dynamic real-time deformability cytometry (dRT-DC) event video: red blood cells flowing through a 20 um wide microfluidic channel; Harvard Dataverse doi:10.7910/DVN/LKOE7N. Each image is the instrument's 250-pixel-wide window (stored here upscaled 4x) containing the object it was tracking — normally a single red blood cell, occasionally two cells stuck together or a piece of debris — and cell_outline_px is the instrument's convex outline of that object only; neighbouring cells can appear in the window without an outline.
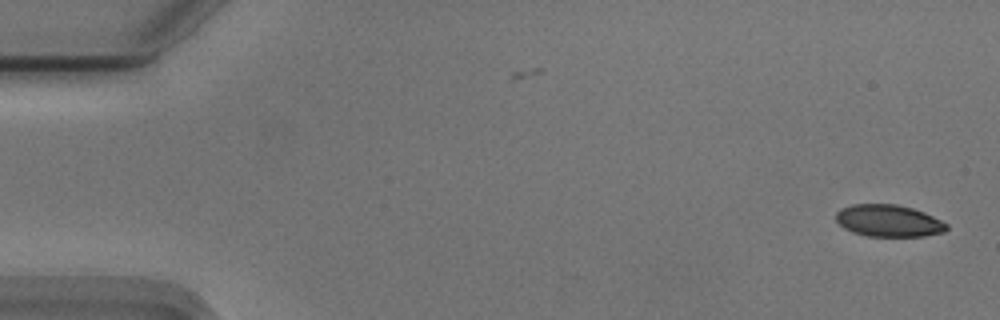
{"species": "Egyptian fruit bat (a non-hibernating species)", "species_latin": "Rousettus aegyptiacus", "temperature_condition": "cold", "stored_images_in_passage": 55, "camera_frame_rate_fps": 3000, "um_per_image_px": 0.085, "animal": {"sex": "male"}, "frame": {"image": 1, "passage_image": 1, "time_ms": 0.0, "image_size_px": [1000, 320], "cell_outline_px": [[948, 228], [944, 232], [924, 236], [868, 236], [852, 232], [844, 228], [836, 220], [836, 212], [840, 208], [852, 204], [896, 204], [912, 208], [924, 212], [948, 224]], "centroid_in_image_um": [75.52, 18.76], "position_along_channel_um": 9.5, "area_um2": 20.63}}
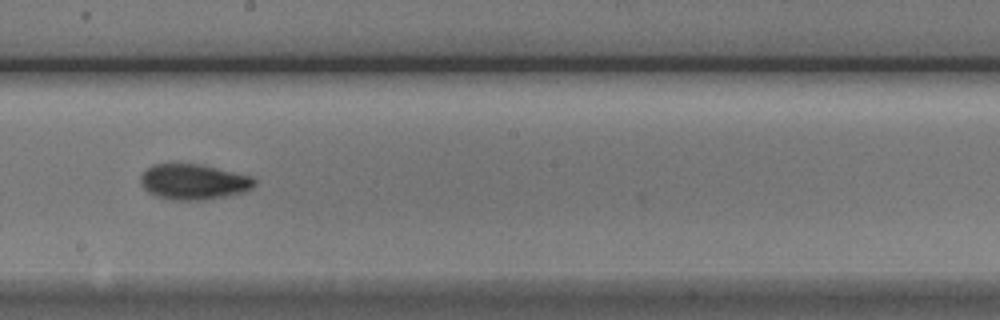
{"frame": {"image": 2, "passage_image": 30, "time_ms": 9.667, "image_size_px": [1000, 320], "cell_outline_px": [[256, 184], [252, 188], [244, 192], [208, 200], [172, 200], [156, 196], [148, 192], [140, 184], [140, 176], [152, 164], [168, 160], [172, 160], [204, 164], [252, 176], [256, 180]], "centroid_in_image_um": [16.43, 15.4], "position_along_channel_um": 231.8, "area_um2": 24.68}}
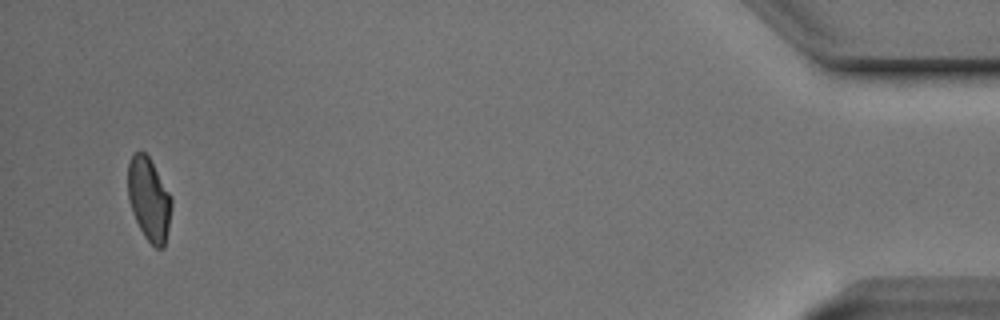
{"frame": {"image": 3, "passage_image": 52, "time_ms": 17.0, "image_size_px": [1000, 320], "cell_outline_px": [[172, 204], [168, 228], [164, 248], [156, 248], [144, 236], [132, 212], [128, 200], [128, 164], [132, 156], [140, 148], [148, 156], [172, 196]], "centroid_in_image_um": [12.66, 16.91], "position_along_channel_um": 422.5, "area_um2": 21.1}, "authors_computed_cell_mechanics": {"area_um2": 22.1374, "velocity_mm_per_s": 3.7264, "shape_relaxation_time_tau1_ms": 2.6695, "shape_relaxation_time_tau2_ms": 1.3047, "deformation_change_tau1": 0.1143, "deformation_change_tau2": 0.0532}}